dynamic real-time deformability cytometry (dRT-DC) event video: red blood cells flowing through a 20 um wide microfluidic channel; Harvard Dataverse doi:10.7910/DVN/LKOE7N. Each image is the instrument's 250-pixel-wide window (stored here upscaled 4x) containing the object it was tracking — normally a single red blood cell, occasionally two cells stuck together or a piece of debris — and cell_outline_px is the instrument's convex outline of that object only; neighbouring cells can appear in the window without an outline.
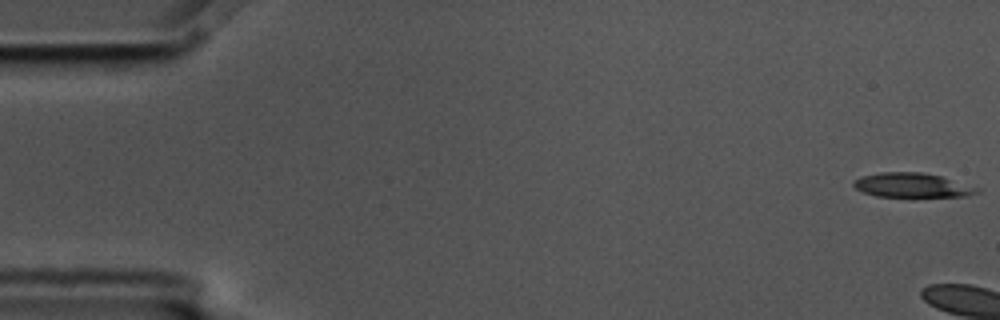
{"species": "common noctule bat (a hibernating species)", "species_latin": "Nyctalus noctula", "temperature_condition": "cold", "stored_images_in_passage": 3, "camera_frame_rate_fps": 3000, "um_per_image_px": 0.085, "animal": {"sex": "male", "body_mass_g": 17.5, "forearm_length_mm": 52.3}, "frame": {"image": 1, "passage_image": 1, "time_ms": 0.0, "image_size_px": [1000, 320], "cell_outline_px": [[980, 192], [964, 196], [876, 196], [864, 192], [856, 188], [852, 184], [860, 176], [880, 172], [920, 172], [940, 176], [980, 188]], "centroid_in_image_um": [77.52, 15.73], "position_along_channel_um": 7.5, "area_um2": 17.22}}